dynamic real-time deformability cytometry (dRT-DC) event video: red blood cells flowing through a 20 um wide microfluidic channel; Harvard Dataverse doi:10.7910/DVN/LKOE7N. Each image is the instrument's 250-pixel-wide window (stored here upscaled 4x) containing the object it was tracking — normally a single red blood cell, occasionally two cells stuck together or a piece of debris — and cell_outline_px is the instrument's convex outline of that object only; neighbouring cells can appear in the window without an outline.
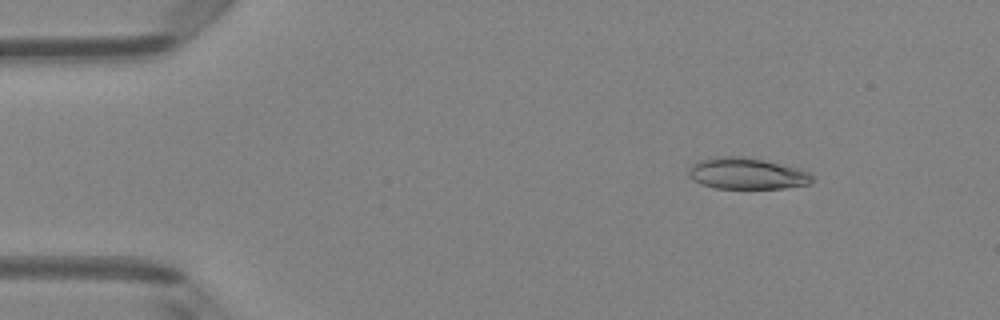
{"species": "Egyptian fruit bat (a non-hibernating species)", "species_latin": "Rousettus aegyptiacus", "temperature_condition": "room temperature", "stored_images_in_passage": 4, "camera_frame_rate_fps": 3000, "um_per_image_px": 0.085, "animal": {"sex": "female"}, "frame": {"image": 1, "passage_image": 1, "time_ms": 0.0, "image_size_px": [1000, 320], "cell_outline_px": [[812, 184], [784, 188], [716, 188], [700, 184], [692, 180], [688, 176], [688, 168], [692, 164], [700, 160], [712, 156], [744, 156], [784, 164], [800, 168], [808, 172], [812, 176]], "centroid_in_image_um": [63.46, 14.74], "position_along_channel_um": 21.5, "area_um2": 22.95}}